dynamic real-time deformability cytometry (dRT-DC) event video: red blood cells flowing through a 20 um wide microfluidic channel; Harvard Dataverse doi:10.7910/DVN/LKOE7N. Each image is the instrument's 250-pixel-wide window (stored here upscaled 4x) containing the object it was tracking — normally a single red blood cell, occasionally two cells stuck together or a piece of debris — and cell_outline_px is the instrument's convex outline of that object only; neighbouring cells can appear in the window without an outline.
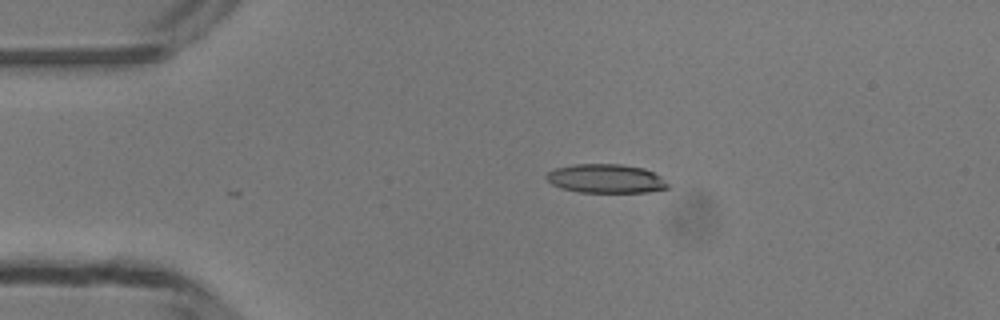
{"species": "common noctule bat (a hibernating species)", "species_latin": "Nyctalus noctula", "temperature_condition": "room temperature", "stored_images_in_passage": 4, "camera_frame_rate_fps": 3000, "um_per_image_px": 0.085, "animal": {"sex": "male", "body_mass_g": 13.3}, "frame": {"image": 1, "passage_image": 3, "time_ms": 0.667, "image_size_px": [1000, 320], "cell_outline_px": [[668, 188], [648, 192], [580, 192], [560, 188], [552, 184], [544, 176], [548, 172], [556, 168], [572, 164], [620, 164], [644, 168], [660, 176], [668, 184]], "centroid_in_image_um": [51.48, 15.18], "position_along_channel_um": 33.5, "area_um2": 20.4}}